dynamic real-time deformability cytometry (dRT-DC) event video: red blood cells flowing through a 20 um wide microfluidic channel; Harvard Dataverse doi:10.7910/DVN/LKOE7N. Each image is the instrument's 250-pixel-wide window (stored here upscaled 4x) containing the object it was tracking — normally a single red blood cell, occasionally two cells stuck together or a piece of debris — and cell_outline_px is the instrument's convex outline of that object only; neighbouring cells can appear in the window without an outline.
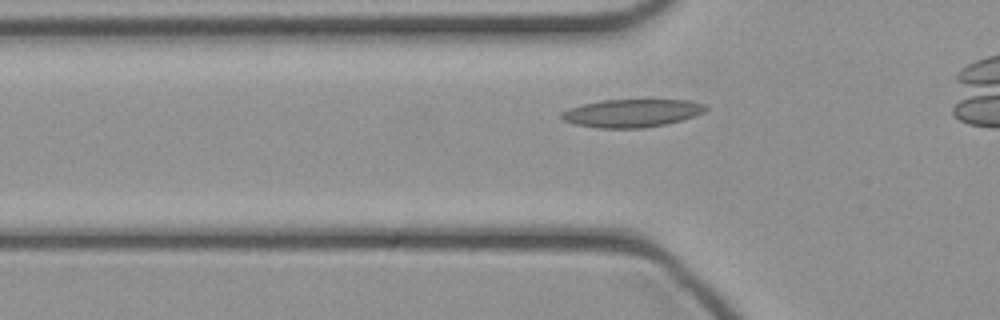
{"species": "common noctule bat (a hibernating species)", "species_latin": "Nyctalus noctula", "temperature_condition": "cold", "stored_images_in_passage": 34, "camera_frame_rate_fps": 3000, "um_per_image_px": 0.085, "animal": {"sex": "female", "body_mass_g": 21.9}, "frame": {"image": 1, "passage_image": 11, "time_ms": 3.333, "image_size_px": [1000, 320], "cell_outline_px": [[708, 108], [704, 112], [680, 120], [664, 124], [644, 128], [596, 128], [576, 124], [564, 120], [560, 116], [560, 112], [568, 108], [584, 104], [604, 100], [688, 100], [704, 104]], "centroid_in_image_um": [53.68, 9.61], "position_along_channel_um": 72.1, "area_um2": 23.29}}
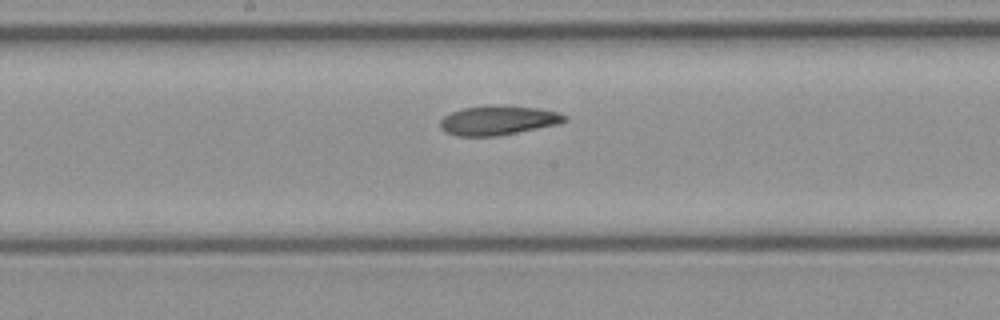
{"frame": {"image": 2, "passage_image": 20, "time_ms": 6.333, "image_size_px": [1000, 320], "cell_outline_px": [[568, 120], [556, 124], [496, 136], [456, 136], [444, 132], [440, 128], [440, 120], [444, 116], [452, 112], [464, 108], [484, 104], [496, 104], [536, 108], [560, 112], [568, 116]], "centroid_in_image_um": [42.31, 10.21], "position_along_channel_um": 205.9, "area_um2": 21.44}}
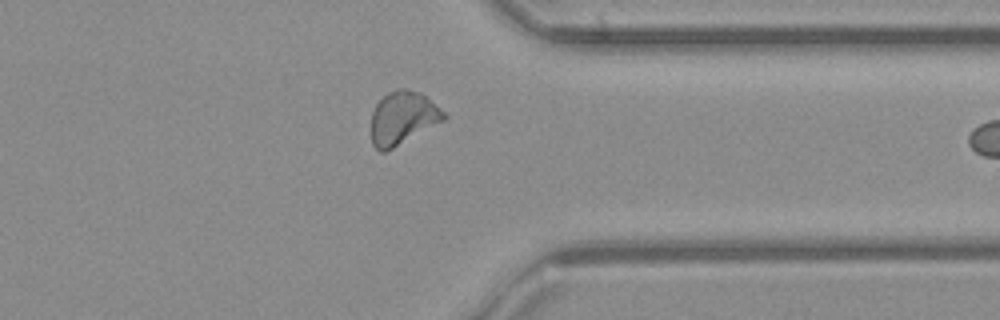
{"frame": {"image": 3, "passage_image": 32, "time_ms": 10.333, "image_size_px": [1000, 320], "cell_outline_px": [[448, 116], [444, 120], [392, 148], [384, 152], [380, 152], [372, 144], [372, 112], [376, 104], [388, 92], [396, 88], [404, 88], [420, 92], [440, 108]], "centroid_in_image_um": [34.22, 10.0], "position_along_channel_um": 377.2, "area_um2": 22.14}}